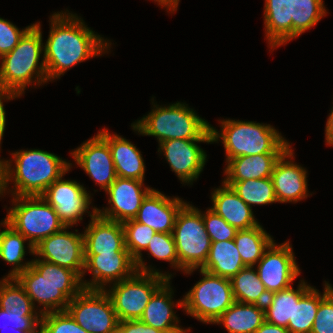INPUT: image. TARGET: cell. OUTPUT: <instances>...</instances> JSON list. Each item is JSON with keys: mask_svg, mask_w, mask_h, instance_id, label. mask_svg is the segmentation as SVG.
Masks as SVG:
<instances>
[{"mask_svg": "<svg viewBox=\"0 0 333 333\" xmlns=\"http://www.w3.org/2000/svg\"><path fill=\"white\" fill-rule=\"evenodd\" d=\"M76 17L70 13L52 15L50 34L43 50L48 80L59 78L71 66L98 56L109 46Z\"/></svg>", "mask_w": 333, "mask_h": 333, "instance_id": "obj_1", "label": "cell"}, {"mask_svg": "<svg viewBox=\"0 0 333 333\" xmlns=\"http://www.w3.org/2000/svg\"><path fill=\"white\" fill-rule=\"evenodd\" d=\"M24 288L33 305L37 301L44 309L40 314L66 311L70 300L83 289L82 278L68 268L40 259L14 277Z\"/></svg>", "mask_w": 333, "mask_h": 333, "instance_id": "obj_2", "label": "cell"}, {"mask_svg": "<svg viewBox=\"0 0 333 333\" xmlns=\"http://www.w3.org/2000/svg\"><path fill=\"white\" fill-rule=\"evenodd\" d=\"M12 155L15 169L11 168L8 160L2 161V192L5 191L8 182L14 180L15 196L42 195L71 168L70 163L43 150H23Z\"/></svg>", "mask_w": 333, "mask_h": 333, "instance_id": "obj_3", "label": "cell"}, {"mask_svg": "<svg viewBox=\"0 0 333 333\" xmlns=\"http://www.w3.org/2000/svg\"><path fill=\"white\" fill-rule=\"evenodd\" d=\"M221 133L210 127L212 142L222 138L226 160L258 154H283L290 144L270 125L223 120Z\"/></svg>", "mask_w": 333, "mask_h": 333, "instance_id": "obj_4", "label": "cell"}, {"mask_svg": "<svg viewBox=\"0 0 333 333\" xmlns=\"http://www.w3.org/2000/svg\"><path fill=\"white\" fill-rule=\"evenodd\" d=\"M132 125L140 134L157 137L159 143L170 139L212 140L210 125L195 111L180 102L157 107Z\"/></svg>", "mask_w": 333, "mask_h": 333, "instance_id": "obj_5", "label": "cell"}, {"mask_svg": "<svg viewBox=\"0 0 333 333\" xmlns=\"http://www.w3.org/2000/svg\"><path fill=\"white\" fill-rule=\"evenodd\" d=\"M37 23L24 34L17 46L1 56L0 88L15 91L21 95L32 82L35 74L37 83L48 81L44 60L38 65L43 50L42 34ZM37 73V74H36Z\"/></svg>", "mask_w": 333, "mask_h": 333, "instance_id": "obj_6", "label": "cell"}, {"mask_svg": "<svg viewBox=\"0 0 333 333\" xmlns=\"http://www.w3.org/2000/svg\"><path fill=\"white\" fill-rule=\"evenodd\" d=\"M12 207L6 216V222L29 240V249L44 238L62 230L65 225L54 208L41 196H14Z\"/></svg>", "mask_w": 333, "mask_h": 333, "instance_id": "obj_7", "label": "cell"}, {"mask_svg": "<svg viewBox=\"0 0 333 333\" xmlns=\"http://www.w3.org/2000/svg\"><path fill=\"white\" fill-rule=\"evenodd\" d=\"M173 237L178 255V269L191 273L207 261L211 239L208 236L201 212L185 204L177 214Z\"/></svg>", "mask_w": 333, "mask_h": 333, "instance_id": "obj_8", "label": "cell"}, {"mask_svg": "<svg viewBox=\"0 0 333 333\" xmlns=\"http://www.w3.org/2000/svg\"><path fill=\"white\" fill-rule=\"evenodd\" d=\"M204 276L177 304L204 323H214L234 302L230 279L200 269Z\"/></svg>", "mask_w": 333, "mask_h": 333, "instance_id": "obj_9", "label": "cell"}, {"mask_svg": "<svg viewBox=\"0 0 333 333\" xmlns=\"http://www.w3.org/2000/svg\"><path fill=\"white\" fill-rule=\"evenodd\" d=\"M168 279L159 273L136 271L131 277L113 283L111 290L106 293L119 321L140 319L153 294Z\"/></svg>", "mask_w": 333, "mask_h": 333, "instance_id": "obj_10", "label": "cell"}, {"mask_svg": "<svg viewBox=\"0 0 333 333\" xmlns=\"http://www.w3.org/2000/svg\"><path fill=\"white\" fill-rule=\"evenodd\" d=\"M69 315L89 333H116L119 319L106 290L83 289L67 306Z\"/></svg>", "mask_w": 333, "mask_h": 333, "instance_id": "obj_11", "label": "cell"}, {"mask_svg": "<svg viewBox=\"0 0 333 333\" xmlns=\"http://www.w3.org/2000/svg\"><path fill=\"white\" fill-rule=\"evenodd\" d=\"M66 229L67 226L42 239L34 247V254L41 256V260L75 271L82 278L85 266L83 234Z\"/></svg>", "mask_w": 333, "mask_h": 333, "instance_id": "obj_12", "label": "cell"}, {"mask_svg": "<svg viewBox=\"0 0 333 333\" xmlns=\"http://www.w3.org/2000/svg\"><path fill=\"white\" fill-rule=\"evenodd\" d=\"M256 271L268 294L289 288L300 274L289 241L279 246L273 241L258 262Z\"/></svg>", "mask_w": 333, "mask_h": 333, "instance_id": "obj_13", "label": "cell"}, {"mask_svg": "<svg viewBox=\"0 0 333 333\" xmlns=\"http://www.w3.org/2000/svg\"><path fill=\"white\" fill-rule=\"evenodd\" d=\"M56 211L60 220L69 228L82 220L91 204L89 193L76 181L62 180L51 184L41 195Z\"/></svg>", "mask_w": 333, "mask_h": 333, "instance_id": "obj_14", "label": "cell"}, {"mask_svg": "<svg viewBox=\"0 0 333 333\" xmlns=\"http://www.w3.org/2000/svg\"><path fill=\"white\" fill-rule=\"evenodd\" d=\"M142 186L143 181L117 177L106 190L110 196L111 209L110 207L105 208V211L97 209L96 213L102 218L121 223L134 219L143 200L153 190L147 187L142 189Z\"/></svg>", "mask_w": 333, "mask_h": 333, "instance_id": "obj_15", "label": "cell"}, {"mask_svg": "<svg viewBox=\"0 0 333 333\" xmlns=\"http://www.w3.org/2000/svg\"><path fill=\"white\" fill-rule=\"evenodd\" d=\"M85 270L93 274L91 282L82 280L84 289L105 290L106 283H117L131 277L137 270L135 260L129 251L124 248L118 254L84 255Z\"/></svg>", "mask_w": 333, "mask_h": 333, "instance_id": "obj_16", "label": "cell"}, {"mask_svg": "<svg viewBox=\"0 0 333 333\" xmlns=\"http://www.w3.org/2000/svg\"><path fill=\"white\" fill-rule=\"evenodd\" d=\"M71 154L76 163L105 191L116 180L110 147L99 134Z\"/></svg>", "mask_w": 333, "mask_h": 333, "instance_id": "obj_17", "label": "cell"}, {"mask_svg": "<svg viewBox=\"0 0 333 333\" xmlns=\"http://www.w3.org/2000/svg\"><path fill=\"white\" fill-rule=\"evenodd\" d=\"M195 142L210 143L212 140L170 139L159 144L158 151L164 152L172 171L185 183L197 179L206 162L204 150Z\"/></svg>", "mask_w": 333, "mask_h": 333, "instance_id": "obj_18", "label": "cell"}, {"mask_svg": "<svg viewBox=\"0 0 333 333\" xmlns=\"http://www.w3.org/2000/svg\"><path fill=\"white\" fill-rule=\"evenodd\" d=\"M96 210L83 234L84 255L118 254L125 248L122 223L102 218Z\"/></svg>", "mask_w": 333, "mask_h": 333, "instance_id": "obj_19", "label": "cell"}, {"mask_svg": "<svg viewBox=\"0 0 333 333\" xmlns=\"http://www.w3.org/2000/svg\"><path fill=\"white\" fill-rule=\"evenodd\" d=\"M185 204L182 199H171L153 189L143 200L134 219L155 232L172 234L177 214Z\"/></svg>", "mask_w": 333, "mask_h": 333, "instance_id": "obj_20", "label": "cell"}, {"mask_svg": "<svg viewBox=\"0 0 333 333\" xmlns=\"http://www.w3.org/2000/svg\"><path fill=\"white\" fill-rule=\"evenodd\" d=\"M290 148L277 160L271 175L277 202L280 203L297 202L308 196L306 170L286 159L293 157Z\"/></svg>", "mask_w": 333, "mask_h": 333, "instance_id": "obj_21", "label": "cell"}, {"mask_svg": "<svg viewBox=\"0 0 333 333\" xmlns=\"http://www.w3.org/2000/svg\"><path fill=\"white\" fill-rule=\"evenodd\" d=\"M222 186L212 193L213 207L210 209L237 230L259 225L254 219L252 207L248 206L231 186L224 182Z\"/></svg>", "mask_w": 333, "mask_h": 333, "instance_id": "obj_22", "label": "cell"}, {"mask_svg": "<svg viewBox=\"0 0 333 333\" xmlns=\"http://www.w3.org/2000/svg\"><path fill=\"white\" fill-rule=\"evenodd\" d=\"M98 134L110 147L117 177L144 181L145 166L139 150L125 138L112 136L106 129Z\"/></svg>", "mask_w": 333, "mask_h": 333, "instance_id": "obj_23", "label": "cell"}, {"mask_svg": "<svg viewBox=\"0 0 333 333\" xmlns=\"http://www.w3.org/2000/svg\"><path fill=\"white\" fill-rule=\"evenodd\" d=\"M168 279L151 297L140 320L164 333H186L176 323L178 318L173 311L172 288ZM175 322V323H174Z\"/></svg>", "mask_w": 333, "mask_h": 333, "instance_id": "obj_24", "label": "cell"}, {"mask_svg": "<svg viewBox=\"0 0 333 333\" xmlns=\"http://www.w3.org/2000/svg\"><path fill=\"white\" fill-rule=\"evenodd\" d=\"M264 20L270 47L292 39V0H265Z\"/></svg>", "mask_w": 333, "mask_h": 333, "instance_id": "obj_25", "label": "cell"}, {"mask_svg": "<svg viewBox=\"0 0 333 333\" xmlns=\"http://www.w3.org/2000/svg\"><path fill=\"white\" fill-rule=\"evenodd\" d=\"M282 154L239 156L227 161L224 181L271 178L274 166Z\"/></svg>", "mask_w": 333, "mask_h": 333, "instance_id": "obj_26", "label": "cell"}, {"mask_svg": "<svg viewBox=\"0 0 333 333\" xmlns=\"http://www.w3.org/2000/svg\"><path fill=\"white\" fill-rule=\"evenodd\" d=\"M246 267L234 239L212 242L207 261L201 268L211 274L231 279Z\"/></svg>", "mask_w": 333, "mask_h": 333, "instance_id": "obj_27", "label": "cell"}, {"mask_svg": "<svg viewBox=\"0 0 333 333\" xmlns=\"http://www.w3.org/2000/svg\"><path fill=\"white\" fill-rule=\"evenodd\" d=\"M311 288L301 280L298 289L291 286L284 290L269 294L264 306L265 321L283 327H288L289 322H293L294 302Z\"/></svg>", "mask_w": 333, "mask_h": 333, "instance_id": "obj_28", "label": "cell"}, {"mask_svg": "<svg viewBox=\"0 0 333 333\" xmlns=\"http://www.w3.org/2000/svg\"><path fill=\"white\" fill-rule=\"evenodd\" d=\"M264 321V306L235 301L214 323L229 333H255Z\"/></svg>", "mask_w": 333, "mask_h": 333, "instance_id": "obj_29", "label": "cell"}, {"mask_svg": "<svg viewBox=\"0 0 333 333\" xmlns=\"http://www.w3.org/2000/svg\"><path fill=\"white\" fill-rule=\"evenodd\" d=\"M122 226L124 230L125 248L135 260L136 270L142 273H159L171 279L170 274H163L145 267L142 259L141 250L147 249L149 242L156 232L149 226L137 222L135 219L124 221Z\"/></svg>", "mask_w": 333, "mask_h": 333, "instance_id": "obj_30", "label": "cell"}, {"mask_svg": "<svg viewBox=\"0 0 333 333\" xmlns=\"http://www.w3.org/2000/svg\"><path fill=\"white\" fill-rule=\"evenodd\" d=\"M234 241L244 265L254 267L255 263L261 260L273 239L259 224L249 229L238 230Z\"/></svg>", "mask_w": 333, "mask_h": 333, "instance_id": "obj_31", "label": "cell"}, {"mask_svg": "<svg viewBox=\"0 0 333 333\" xmlns=\"http://www.w3.org/2000/svg\"><path fill=\"white\" fill-rule=\"evenodd\" d=\"M234 300L263 306L269 294L253 267H244L230 279Z\"/></svg>", "mask_w": 333, "mask_h": 333, "instance_id": "obj_32", "label": "cell"}, {"mask_svg": "<svg viewBox=\"0 0 333 333\" xmlns=\"http://www.w3.org/2000/svg\"><path fill=\"white\" fill-rule=\"evenodd\" d=\"M331 289L332 286L326 283L324 293L320 295L311 287L298 302H294L293 322H289L287 327L289 333H311L319 303Z\"/></svg>", "mask_w": 333, "mask_h": 333, "instance_id": "obj_33", "label": "cell"}, {"mask_svg": "<svg viewBox=\"0 0 333 333\" xmlns=\"http://www.w3.org/2000/svg\"><path fill=\"white\" fill-rule=\"evenodd\" d=\"M2 223L6 229L0 231V258L15 265V268L13 267V270L7 275V278H14L31 265V261L24 265L21 264L25 255L24 242L27 239L10 226L6 219Z\"/></svg>", "mask_w": 333, "mask_h": 333, "instance_id": "obj_34", "label": "cell"}, {"mask_svg": "<svg viewBox=\"0 0 333 333\" xmlns=\"http://www.w3.org/2000/svg\"><path fill=\"white\" fill-rule=\"evenodd\" d=\"M223 182L231 186L236 194L250 207L252 204L265 205L277 202L271 178Z\"/></svg>", "mask_w": 333, "mask_h": 333, "instance_id": "obj_35", "label": "cell"}, {"mask_svg": "<svg viewBox=\"0 0 333 333\" xmlns=\"http://www.w3.org/2000/svg\"><path fill=\"white\" fill-rule=\"evenodd\" d=\"M34 307L24 288L16 279L6 277L0 281L1 309L21 315H36Z\"/></svg>", "mask_w": 333, "mask_h": 333, "instance_id": "obj_36", "label": "cell"}, {"mask_svg": "<svg viewBox=\"0 0 333 333\" xmlns=\"http://www.w3.org/2000/svg\"><path fill=\"white\" fill-rule=\"evenodd\" d=\"M325 14L322 0H292V39L316 25Z\"/></svg>", "mask_w": 333, "mask_h": 333, "instance_id": "obj_37", "label": "cell"}, {"mask_svg": "<svg viewBox=\"0 0 333 333\" xmlns=\"http://www.w3.org/2000/svg\"><path fill=\"white\" fill-rule=\"evenodd\" d=\"M40 333H89L67 311L41 314Z\"/></svg>", "mask_w": 333, "mask_h": 333, "instance_id": "obj_38", "label": "cell"}, {"mask_svg": "<svg viewBox=\"0 0 333 333\" xmlns=\"http://www.w3.org/2000/svg\"><path fill=\"white\" fill-rule=\"evenodd\" d=\"M146 250L155 258L169 261L174 268H178V255L173 234L156 232Z\"/></svg>", "mask_w": 333, "mask_h": 333, "instance_id": "obj_39", "label": "cell"}, {"mask_svg": "<svg viewBox=\"0 0 333 333\" xmlns=\"http://www.w3.org/2000/svg\"><path fill=\"white\" fill-rule=\"evenodd\" d=\"M202 218L211 242L228 241L235 238L238 230L229 225L213 210L208 209L205 214H202Z\"/></svg>", "mask_w": 333, "mask_h": 333, "instance_id": "obj_40", "label": "cell"}, {"mask_svg": "<svg viewBox=\"0 0 333 333\" xmlns=\"http://www.w3.org/2000/svg\"><path fill=\"white\" fill-rule=\"evenodd\" d=\"M311 333H333V288L319 303Z\"/></svg>", "mask_w": 333, "mask_h": 333, "instance_id": "obj_41", "label": "cell"}, {"mask_svg": "<svg viewBox=\"0 0 333 333\" xmlns=\"http://www.w3.org/2000/svg\"><path fill=\"white\" fill-rule=\"evenodd\" d=\"M32 26L30 25L24 30L19 31L15 25L0 18V57L11 52Z\"/></svg>", "mask_w": 333, "mask_h": 333, "instance_id": "obj_42", "label": "cell"}, {"mask_svg": "<svg viewBox=\"0 0 333 333\" xmlns=\"http://www.w3.org/2000/svg\"><path fill=\"white\" fill-rule=\"evenodd\" d=\"M41 316L40 315H21L9 312L8 327H12L13 329H20L22 331H26L28 333H40L36 328L40 329L41 326Z\"/></svg>", "mask_w": 333, "mask_h": 333, "instance_id": "obj_43", "label": "cell"}, {"mask_svg": "<svg viewBox=\"0 0 333 333\" xmlns=\"http://www.w3.org/2000/svg\"><path fill=\"white\" fill-rule=\"evenodd\" d=\"M118 333H164L163 331L145 324L140 319L119 321Z\"/></svg>", "mask_w": 333, "mask_h": 333, "instance_id": "obj_44", "label": "cell"}, {"mask_svg": "<svg viewBox=\"0 0 333 333\" xmlns=\"http://www.w3.org/2000/svg\"><path fill=\"white\" fill-rule=\"evenodd\" d=\"M20 95L18 93H16L15 91L9 90V89H5V88H0V144H1V140L4 134V130H5V125H6V116H5V110H4V105L2 100L7 99H13L16 97H19Z\"/></svg>", "mask_w": 333, "mask_h": 333, "instance_id": "obj_45", "label": "cell"}, {"mask_svg": "<svg viewBox=\"0 0 333 333\" xmlns=\"http://www.w3.org/2000/svg\"><path fill=\"white\" fill-rule=\"evenodd\" d=\"M255 333H289V330L286 327L274 325L264 321Z\"/></svg>", "mask_w": 333, "mask_h": 333, "instance_id": "obj_46", "label": "cell"}, {"mask_svg": "<svg viewBox=\"0 0 333 333\" xmlns=\"http://www.w3.org/2000/svg\"><path fill=\"white\" fill-rule=\"evenodd\" d=\"M325 134L326 143L333 146V110L327 119Z\"/></svg>", "mask_w": 333, "mask_h": 333, "instance_id": "obj_47", "label": "cell"}, {"mask_svg": "<svg viewBox=\"0 0 333 333\" xmlns=\"http://www.w3.org/2000/svg\"><path fill=\"white\" fill-rule=\"evenodd\" d=\"M159 2L158 4L161 6H166V8L168 7L169 11H176L177 5L179 3V0H154Z\"/></svg>", "mask_w": 333, "mask_h": 333, "instance_id": "obj_48", "label": "cell"}, {"mask_svg": "<svg viewBox=\"0 0 333 333\" xmlns=\"http://www.w3.org/2000/svg\"><path fill=\"white\" fill-rule=\"evenodd\" d=\"M8 315H9V311L8 310H4V309H1L0 308V318L4 321H2L3 323V327L2 329L5 327L7 328L8 327V324H9V320H8ZM1 326V325H0ZM1 328V327H0Z\"/></svg>", "mask_w": 333, "mask_h": 333, "instance_id": "obj_49", "label": "cell"}, {"mask_svg": "<svg viewBox=\"0 0 333 333\" xmlns=\"http://www.w3.org/2000/svg\"><path fill=\"white\" fill-rule=\"evenodd\" d=\"M2 193V160H0V195Z\"/></svg>", "mask_w": 333, "mask_h": 333, "instance_id": "obj_50", "label": "cell"}, {"mask_svg": "<svg viewBox=\"0 0 333 333\" xmlns=\"http://www.w3.org/2000/svg\"><path fill=\"white\" fill-rule=\"evenodd\" d=\"M10 328H11V330H15L17 333H28V332H26V331H22V330H20V329H13L12 327H10ZM3 329H5V327H4ZM1 331L3 332L2 329L0 330V333H1Z\"/></svg>", "mask_w": 333, "mask_h": 333, "instance_id": "obj_51", "label": "cell"}]
</instances>
